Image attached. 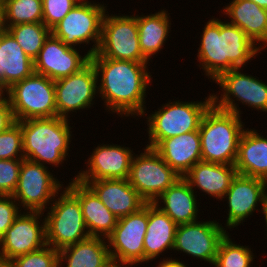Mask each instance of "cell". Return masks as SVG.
<instances>
[{
  "label": "cell",
  "instance_id": "cell-2",
  "mask_svg": "<svg viewBox=\"0 0 267 267\" xmlns=\"http://www.w3.org/2000/svg\"><path fill=\"white\" fill-rule=\"evenodd\" d=\"M201 36L197 56L199 67L213 81L224 72L241 69L261 50L239 27L218 18L207 22Z\"/></svg>",
  "mask_w": 267,
  "mask_h": 267
},
{
  "label": "cell",
  "instance_id": "cell-44",
  "mask_svg": "<svg viewBox=\"0 0 267 267\" xmlns=\"http://www.w3.org/2000/svg\"><path fill=\"white\" fill-rule=\"evenodd\" d=\"M262 213H264V217H265V223H266V227H267V198L264 201V204L262 206ZM267 229V228H266ZM267 231V230H266Z\"/></svg>",
  "mask_w": 267,
  "mask_h": 267
},
{
  "label": "cell",
  "instance_id": "cell-43",
  "mask_svg": "<svg viewBox=\"0 0 267 267\" xmlns=\"http://www.w3.org/2000/svg\"><path fill=\"white\" fill-rule=\"evenodd\" d=\"M255 2L258 6L267 10V0H249Z\"/></svg>",
  "mask_w": 267,
  "mask_h": 267
},
{
  "label": "cell",
  "instance_id": "cell-17",
  "mask_svg": "<svg viewBox=\"0 0 267 267\" xmlns=\"http://www.w3.org/2000/svg\"><path fill=\"white\" fill-rule=\"evenodd\" d=\"M76 49L50 34L34 59V72L53 81L79 72L90 62V56H81Z\"/></svg>",
  "mask_w": 267,
  "mask_h": 267
},
{
  "label": "cell",
  "instance_id": "cell-32",
  "mask_svg": "<svg viewBox=\"0 0 267 267\" xmlns=\"http://www.w3.org/2000/svg\"><path fill=\"white\" fill-rule=\"evenodd\" d=\"M4 24L10 26L42 22V0H3Z\"/></svg>",
  "mask_w": 267,
  "mask_h": 267
},
{
  "label": "cell",
  "instance_id": "cell-45",
  "mask_svg": "<svg viewBox=\"0 0 267 267\" xmlns=\"http://www.w3.org/2000/svg\"><path fill=\"white\" fill-rule=\"evenodd\" d=\"M76 5H84V4H88L91 2H87L86 0H72Z\"/></svg>",
  "mask_w": 267,
  "mask_h": 267
},
{
  "label": "cell",
  "instance_id": "cell-4",
  "mask_svg": "<svg viewBox=\"0 0 267 267\" xmlns=\"http://www.w3.org/2000/svg\"><path fill=\"white\" fill-rule=\"evenodd\" d=\"M242 123L240 115L212 104L199 126L202 161L235 165L238 143L244 131Z\"/></svg>",
  "mask_w": 267,
  "mask_h": 267
},
{
  "label": "cell",
  "instance_id": "cell-21",
  "mask_svg": "<svg viewBox=\"0 0 267 267\" xmlns=\"http://www.w3.org/2000/svg\"><path fill=\"white\" fill-rule=\"evenodd\" d=\"M78 199L90 236L107 238L117 225L118 217L109 211L96 194L76 178L67 187Z\"/></svg>",
  "mask_w": 267,
  "mask_h": 267
},
{
  "label": "cell",
  "instance_id": "cell-37",
  "mask_svg": "<svg viewBox=\"0 0 267 267\" xmlns=\"http://www.w3.org/2000/svg\"><path fill=\"white\" fill-rule=\"evenodd\" d=\"M75 5L72 0H42V22L51 30Z\"/></svg>",
  "mask_w": 267,
  "mask_h": 267
},
{
  "label": "cell",
  "instance_id": "cell-22",
  "mask_svg": "<svg viewBox=\"0 0 267 267\" xmlns=\"http://www.w3.org/2000/svg\"><path fill=\"white\" fill-rule=\"evenodd\" d=\"M153 149L180 177L202 161L199 131L161 140Z\"/></svg>",
  "mask_w": 267,
  "mask_h": 267
},
{
  "label": "cell",
  "instance_id": "cell-3",
  "mask_svg": "<svg viewBox=\"0 0 267 267\" xmlns=\"http://www.w3.org/2000/svg\"><path fill=\"white\" fill-rule=\"evenodd\" d=\"M69 124L67 118L58 116L21 121L24 159L41 165L45 162L57 167L62 164L69 156Z\"/></svg>",
  "mask_w": 267,
  "mask_h": 267
},
{
  "label": "cell",
  "instance_id": "cell-7",
  "mask_svg": "<svg viewBox=\"0 0 267 267\" xmlns=\"http://www.w3.org/2000/svg\"><path fill=\"white\" fill-rule=\"evenodd\" d=\"M6 92L16 121L57 117L54 81L44 75L34 72Z\"/></svg>",
  "mask_w": 267,
  "mask_h": 267
},
{
  "label": "cell",
  "instance_id": "cell-27",
  "mask_svg": "<svg viewBox=\"0 0 267 267\" xmlns=\"http://www.w3.org/2000/svg\"><path fill=\"white\" fill-rule=\"evenodd\" d=\"M194 193V189L181 177L153 203L177 225L193 223L197 221L198 216L197 199ZM159 200H162L163 206L159 205Z\"/></svg>",
  "mask_w": 267,
  "mask_h": 267
},
{
  "label": "cell",
  "instance_id": "cell-12",
  "mask_svg": "<svg viewBox=\"0 0 267 267\" xmlns=\"http://www.w3.org/2000/svg\"><path fill=\"white\" fill-rule=\"evenodd\" d=\"M148 226V203L137 212L118 218L106 238L112 260L129 267L144 262V237ZM113 248V250L111 249Z\"/></svg>",
  "mask_w": 267,
  "mask_h": 267
},
{
  "label": "cell",
  "instance_id": "cell-36",
  "mask_svg": "<svg viewBox=\"0 0 267 267\" xmlns=\"http://www.w3.org/2000/svg\"><path fill=\"white\" fill-rule=\"evenodd\" d=\"M22 159L0 160V195H13L18 185Z\"/></svg>",
  "mask_w": 267,
  "mask_h": 267
},
{
  "label": "cell",
  "instance_id": "cell-14",
  "mask_svg": "<svg viewBox=\"0 0 267 267\" xmlns=\"http://www.w3.org/2000/svg\"><path fill=\"white\" fill-rule=\"evenodd\" d=\"M43 214V212L27 211L16 217L0 239V262L8 263L17 256L47 245L45 220L42 225L38 220Z\"/></svg>",
  "mask_w": 267,
  "mask_h": 267
},
{
  "label": "cell",
  "instance_id": "cell-5",
  "mask_svg": "<svg viewBox=\"0 0 267 267\" xmlns=\"http://www.w3.org/2000/svg\"><path fill=\"white\" fill-rule=\"evenodd\" d=\"M169 102L148 116L149 145L154 148L161 140L199 131L204 113L212 105V95L200 102Z\"/></svg>",
  "mask_w": 267,
  "mask_h": 267
},
{
  "label": "cell",
  "instance_id": "cell-1",
  "mask_svg": "<svg viewBox=\"0 0 267 267\" xmlns=\"http://www.w3.org/2000/svg\"><path fill=\"white\" fill-rule=\"evenodd\" d=\"M97 78H101L98 93L106 108L123 116L144 115L146 88L151 84L148 62L90 57ZM147 69V70H146ZM101 72V73H100ZM100 87V88H99Z\"/></svg>",
  "mask_w": 267,
  "mask_h": 267
},
{
  "label": "cell",
  "instance_id": "cell-40",
  "mask_svg": "<svg viewBox=\"0 0 267 267\" xmlns=\"http://www.w3.org/2000/svg\"><path fill=\"white\" fill-rule=\"evenodd\" d=\"M157 267H187L182 261H178L177 259L167 258L163 259L162 262L159 263Z\"/></svg>",
  "mask_w": 267,
  "mask_h": 267
},
{
  "label": "cell",
  "instance_id": "cell-8",
  "mask_svg": "<svg viewBox=\"0 0 267 267\" xmlns=\"http://www.w3.org/2000/svg\"><path fill=\"white\" fill-rule=\"evenodd\" d=\"M90 57L149 62L140 49L137 15L109 16L105 13L98 50Z\"/></svg>",
  "mask_w": 267,
  "mask_h": 267
},
{
  "label": "cell",
  "instance_id": "cell-19",
  "mask_svg": "<svg viewBox=\"0 0 267 267\" xmlns=\"http://www.w3.org/2000/svg\"><path fill=\"white\" fill-rule=\"evenodd\" d=\"M93 150L87 161L88 169L79 172L75 177L78 181L128 179L134 155L129 147L103 144Z\"/></svg>",
  "mask_w": 267,
  "mask_h": 267
},
{
  "label": "cell",
  "instance_id": "cell-16",
  "mask_svg": "<svg viewBox=\"0 0 267 267\" xmlns=\"http://www.w3.org/2000/svg\"><path fill=\"white\" fill-rule=\"evenodd\" d=\"M226 230L217 221L193 222L177 226L173 250L214 265L217 249Z\"/></svg>",
  "mask_w": 267,
  "mask_h": 267
},
{
  "label": "cell",
  "instance_id": "cell-34",
  "mask_svg": "<svg viewBox=\"0 0 267 267\" xmlns=\"http://www.w3.org/2000/svg\"><path fill=\"white\" fill-rule=\"evenodd\" d=\"M11 267H59V251L50 245L17 256L10 260Z\"/></svg>",
  "mask_w": 267,
  "mask_h": 267
},
{
  "label": "cell",
  "instance_id": "cell-31",
  "mask_svg": "<svg viewBox=\"0 0 267 267\" xmlns=\"http://www.w3.org/2000/svg\"><path fill=\"white\" fill-rule=\"evenodd\" d=\"M6 30L32 60L38 56L45 40L51 34V30L43 22L18 24Z\"/></svg>",
  "mask_w": 267,
  "mask_h": 267
},
{
  "label": "cell",
  "instance_id": "cell-29",
  "mask_svg": "<svg viewBox=\"0 0 267 267\" xmlns=\"http://www.w3.org/2000/svg\"><path fill=\"white\" fill-rule=\"evenodd\" d=\"M106 238L90 236L59 251V267H104L112 259Z\"/></svg>",
  "mask_w": 267,
  "mask_h": 267
},
{
  "label": "cell",
  "instance_id": "cell-41",
  "mask_svg": "<svg viewBox=\"0 0 267 267\" xmlns=\"http://www.w3.org/2000/svg\"><path fill=\"white\" fill-rule=\"evenodd\" d=\"M6 30L4 24V2L0 0V32Z\"/></svg>",
  "mask_w": 267,
  "mask_h": 267
},
{
  "label": "cell",
  "instance_id": "cell-39",
  "mask_svg": "<svg viewBox=\"0 0 267 267\" xmlns=\"http://www.w3.org/2000/svg\"><path fill=\"white\" fill-rule=\"evenodd\" d=\"M16 122L10 102L5 97L0 102V133L7 130L11 125Z\"/></svg>",
  "mask_w": 267,
  "mask_h": 267
},
{
  "label": "cell",
  "instance_id": "cell-6",
  "mask_svg": "<svg viewBox=\"0 0 267 267\" xmlns=\"http://www.w3.org/2000/svg\"><path fill=\"white\" fill-rule=\"evenodd\" d=\"M51 203L45 216L46 243L54 249L71 246L90 237L79 199L67 188ZM86 229V230H85Z\"/></svg>",
  "mask_w": 267,
  "mask_h": 267
},
{
  "label": "cell",
  "instance_id": "cell-23",
  "mask_svg": "<svg viewBox=\"0 0 267 267\" xmlns=\"http://www.w3.org/2000/svg\"><path fill=\"white\" fill-rule=\"evenodd\" d=\"M33 73L34 60L7 30L0 32V86L6 91Z\"/></svg>",
  "mask_w": 267,
  "mask_h": 267
},
{
  "label": "cell",
  "instance_id": "cell-38",
  "mask_svg": "<svg viewBox=\"0 0 267 267\" xmlns=\"http://www.w3.org/2000/svg\"><path fill=\"white\" fill-rule=\"evenodd\" d=\"M18 206L12 195H0V239L21 213Z\"/></svg>",
  "mask_w": 267,
  "mask_h": 267
},
{
  "label": "cell",
  "instance_id": "cell-26",
  "mask_svg": "<svg viewBox=\"0 0 267 267\" xmlns=\"http://www.w3.org/2000/svg\"><path fill=\"white\" fill-rule=\"evenodd\" d=\"M223 12L231 18L229 23L243 30L260 49L267 47V10L249 0H233Z\"/></svg>",
  "mask_w": 267,
  "mask_h": 267
},
{
  "label": "cell",
  "instance_id": "cell-28",
  "mask_svg": "<svg viewBox=\"0 0 267 267\" xmlns=\"http://www.w3.org/2000/svg\"><path fill=\"white\" fill-rule=\"evenodd\" d=\"M177 224L154 203H148V226L144 237V262L172 250Z\"/></svg>",
  "mask_w": 267,
  "mask_h": 267
},
{
  "label": "cell",
  "instance_id": "cell-15",
  "mask_svg": "<svg viewBox=\"0 0 267 267\" xmlns=\"http://www.w3.org/2000/svg\"><path fill=\"white\" fill-rule=\"evenodd\" d=\"M98 78L89 62L79 72L54 81L57 116L68 118V113L90 108L98 93Z\"/></svg>",
  "mask_w": 267,
  "mask_h": 267
},
{
  "label": "cell",
  "instance_id": "cell-42",
  "mask_svg": "<svg viewBox=\"0 0 267 267\" xmlns=\"http://www.w3.org/2000/svg\"><path fill=\"white\" fill-rule=\"evenodd\" d=\"M128 267L127 264L121 263L119 261L111 260L109 263H107L104 267Z\"/></svg>",
  "mask_w": 267,
  "mask_h": 267
},
{
  "label": "cell",
  "instance_id": "cell-47",
  "mask_svg": "<svg viewBox=\"0 0 267 267\" xmlns=\"http://www.w3.org/2000/svg\"><path fill=\"white\" fill-rule=\"evenodd\" d=\"M0 267H11L8 263L0 262Z\"/></svg>",
  "mask_w": 267,
  "mask_h": 267
},
{
  "label": "cell",
  "instance_id": "cell-20",
  "mask_svg": "<svg viewBox=\"0 0 267 267\" xmlns=\"http://www.w3.org/2000/svg\"><path fill=\"white\" fill-rule=\"evenodd\" d=\"M79 182L86 184L104 206L118 218L137 212L146 204L128 179H99Z\"/></svg>",
  "mask_w": 267,
  "mask_h": 267
},
{
  "label": "cell",
  "instance_id": "cell-10",
  "mask_svg": "<svg viewBox=\"0 0 267 267\" xmlns=\"http://www.w3.org/2000/svg\"><path fill=\"white\" fill-rule=\"evenodd\" d=\"M180 178L153 148L146 146L144 153L132 157L128 181L146 203H153Z\"/></svg>",
  "mask_w": 267,
  "mask_h": 267
},
{
  "label": "cell",
  "instance_id": "cell-9",
  "mask_svg": "<svg viewBox=\"0 0 267 267\" xmlns=\"http://www.w3.org/2000/svg\"><path fill=\"white\" fill-rule=\"evenodd\" d=\"M106 6L96 3L75 5L69 13L52 29L51 34L62 40L65 45L74 47L78 44H89L93 46L88 50L91 56L98 50L101 41L102 21L106 13Z\"/></svg>",
  "mask_w": 267,
  "mask_h": 267
},
{
  "label": "cell",
  "instance_id": "cell-46",
  "mask_svg": "<svg viewBox=\"0 0 267 267\" xmlns=\"http://www.w3.org/2000/svg\"><path fill=\"white\" fill-rule=\"evenodd\" d=\"M6 91L0 86V102L5 98L4 96V93H5Z\"/></svg>",
  "mask_w": 267,
  "mask_h": 267
},
{
  "label": "cell",
  "instance_id": "cell-25",
  "mask_svg": "<svg viewBox=\"0 0 267 267\" xmlns=\"http://www.w3.org/2000/svg\"><path fill=\"white\" fill-rule=\"evenodd\" d=\"M234 166L237 174L267 181V137L259 135L256 130L244 129Z\"/></svg>",
  "mask_w": 267,
  "mask_h": 267
},
{
  "label": "cell",
  "instance_id": "cell-18",
  "mask_svg": "<svg viewBox=\"0 0 267 267\" xmlns=\"http://www.w3.org/2000/svg\"><path fill=\"white\" fill-rule=\"evenodd\" d=\"M266 188L267 181L263 179L236 174L223 197L227 198L229 204L226 226L234 228L255 210L258 211L257 204L263 206L267 198Z\"/></svg>",
  "mask_w": 267,
  "mask_h": 267
},
{
  "label": "cell",
  "instance_id": "cell-35",
  "mask_svg": "<svg viewBox=\"0 0 267 267\" xmlns=\"http://www.w3.org/2000/svg\"><path fill=\"white\" fill-rule=\"evenodd\" d=\"M9 159H24L21 121L0 133V160Z\"/></svg>",
  "mask_w": 267,
  "mask_h": 267
},
{
  "label": "cell",
  "instance_id": "cell-13",
  "mask_svg": "<svg viewBox=\"0 0 267 267\" xmlns=\"http://www.w3.org/2000/svg\"><path fill=\"white\" fill-rule=\"evenodd\" d=\"M62 186L46 166L22 159L18 185L12 197L26 211L45 212L46 205L58 196Z\"/></svg>",
  "mask_w": 267,
  "mask_h": 267
},
{
  "label": "cell",
  "instance_id": "cell-30",
  "mask_svg": "<svg viewBox=\"0 0 267 267\" xmlns=\"http://www.w3.org/2000/svg\"><path fill=\"white\" fill-rule=\"evenodd\" d=\"M165 10L147 16H137L139 44L142 54L149 60L158 53L170 33V19Z\"/></svg>",
  "mask_w": 267,
  "mask_h": 267
},
{
  "label": "cell",
  "instance_id": "cell-11",
  "mask_svg": "<svg viewBox=\"0 0 267 267\" xmlns=\"http://www.w3.org/2000/svg\"><path fill=\"white\" fill-rule=\"evenodd\" d=\"M239 71L240 68H235L224 72L214 81L221 87L223 94L220 100L219 96L211 94L212 104L218 109L240 115L241 111L234 102L237 99L244 105L267 112V84Z\"/></svg>",
  "mask_w": 267,
  "mask_h": 267
},
{
  "label": "cell",
  "instance_id": "cell-33",
  "mask_svg": "<svg viewBox=\"0 0 267 267\" xmlns=\"http://www.w3.org/2000/svg\"><path fill=\"white\" fill-rule=\"evenodd\" d=\"M253 253L248 246L234 244L229 233L221 239L214 262L215 267H250L253 263Z\"/></svg>",
  "mask_w": 267,
  "mask_h": 267
},
{
  "label": "cell",
  "instance_id": "cell-24",
  "mask_svg": "<svg viewBox=\"0 0 267 267\" xmlns=\"http://www.w3.org/2000/svg\"><path fill=\"white\" fill-rule=\"evenodd\" d=\"M236 174L237 170L234 165L200 161L183 178L192 189L198 187L199 190L221 200Z\"/></svg>",
  "mask_w": 267,
  "mask_h": 267
}]
</instances>
